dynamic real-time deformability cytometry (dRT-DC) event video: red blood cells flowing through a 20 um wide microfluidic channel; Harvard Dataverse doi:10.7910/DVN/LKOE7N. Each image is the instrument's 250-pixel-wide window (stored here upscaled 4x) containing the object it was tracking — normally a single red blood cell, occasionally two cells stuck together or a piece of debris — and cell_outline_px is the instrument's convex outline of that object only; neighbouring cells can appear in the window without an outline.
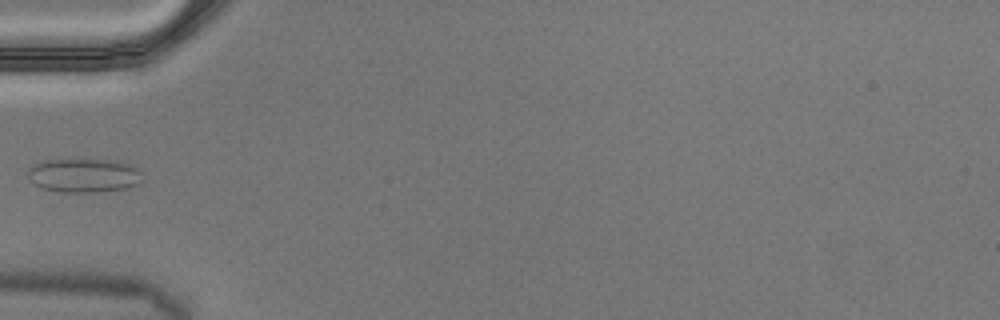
{"species": "Egyptian fruit bat (a non-hibernating species)", "species_latin": "Rousettus aegyptiacus", "temperature_condition": "cold", "stored_images_in_passage": 6, "camera_frame_rate_fps": 3000, "um_per_image_px": 0.085, "animal": {"sex": "male"}, "frame": {"image": 1, "passage_image": 5, "time_ms": 1.333, "image_size_px": [1000, 320], "cell_outline_px": [[144, 180], [140, 184], [128, 188], [96, 192], [60, 192], [40, 188], [32, 184], [28, 180], [28, 172], [36, 164], [44, 160], [120, 160], [140, 168]], "centroid_in_image_um": [7.2, 14.92], "position_along_channel_um": 77.8, "area_um2": 23.06}}
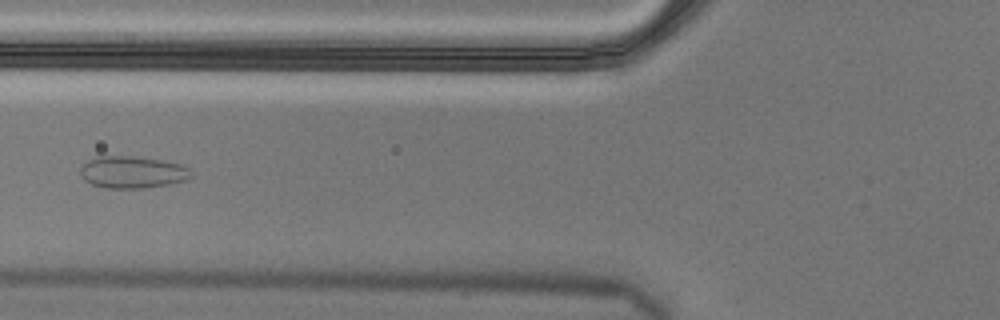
{"frame": {"image": 2, "passage_image": 6, "time_ms": 1.667, "image_size_px": [1000, 320], "cell_outline_px": [[196, 176], [184, 180], [168, 184], [144, 188], [104, 188], [92, 184], [84, 180], [80, 176], [80, 168], [88, 160], [96, 156], [132, 156], [160, 160], [184, 164]], "centroid_in_image_um": [11.26, 14.63], "position_along_channel_um": 114.5, "area_um2": 20.87}}